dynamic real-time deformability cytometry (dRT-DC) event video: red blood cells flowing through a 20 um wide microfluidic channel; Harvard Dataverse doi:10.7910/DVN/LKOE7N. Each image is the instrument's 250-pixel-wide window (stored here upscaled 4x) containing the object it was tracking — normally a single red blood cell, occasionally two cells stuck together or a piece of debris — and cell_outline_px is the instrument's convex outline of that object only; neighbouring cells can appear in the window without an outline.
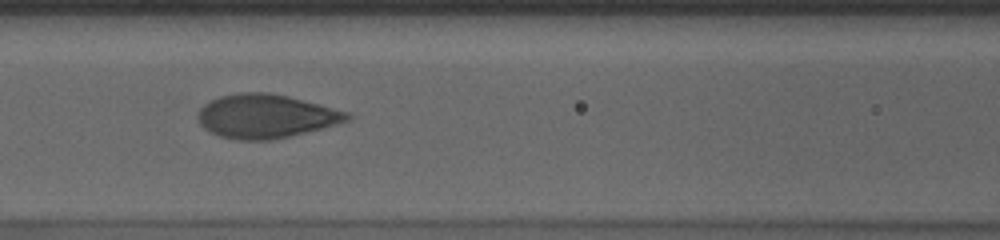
{"species": "human", "species_latin": "Homo sapiens", "temperature_condition": "cold", "stored_images_in_passage": 18, "camera_frame_rate_fps": 3000, "um_per_image_px": 0.085, "donor": {"sex": "male"}, "frame": {"image": 1, "passage_image": 8, "time_ms": 2.333, "image_size_px": [1000, 240], "cell_outline_px": [[352, 120], [324, 128], [272, 140], [236, 140], [220, 136], [208, 132], [196, 120], [196, 116], [200, 108], [204, 104], [220, 96], [240, 92], [264, 92], [288, 96], [348, 112], [352, 116]], "centroid_in_image_um": [22.57, 9.89], "position_along_channel_um": 144.0, "area_um2": 38.26}}
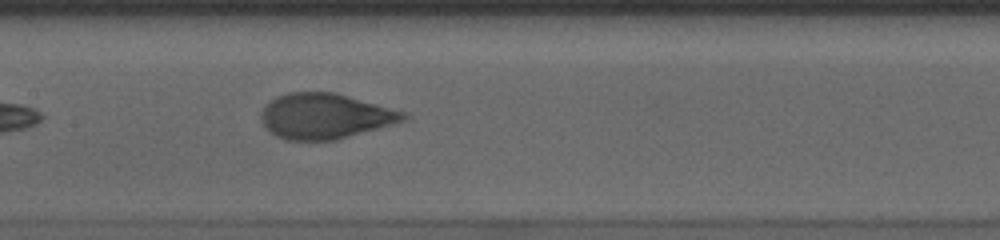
{"frame": {"image": 2, "passage_image": 11, "time_ms": 3.333, "image_size_px": [1000, 240], "cell_outline_px": [[412, 116], [408, 120], [336, 140], [288, 140], [276, 136], [268, 132], [264, 128], [260, 120], [260, 112], [276, 96], [288, 92], [336, 92], [408, 112]], "centroid_in_image_um": [27.67, 9.87], "position_along_channel_um": 179.7, "area_um2": 38.21}}